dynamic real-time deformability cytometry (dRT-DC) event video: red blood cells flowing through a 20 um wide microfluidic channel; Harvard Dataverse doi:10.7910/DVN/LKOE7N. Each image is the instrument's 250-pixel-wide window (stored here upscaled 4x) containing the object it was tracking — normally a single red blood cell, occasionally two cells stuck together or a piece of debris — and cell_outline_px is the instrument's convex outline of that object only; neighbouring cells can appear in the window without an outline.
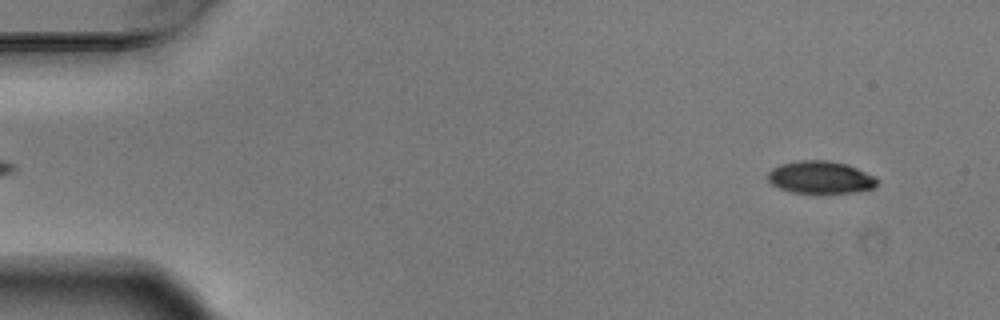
{"species": "Egyptian fruit bat (a non-hibernating species)", "species_latin": "Rousettus aegyptiacus", "temperature_condition": "warm", "stored_images_in_passage": 3, "segment_of_instrument_passage": [2, 2], "camera_frame_rate_fps": 3000, "um_per_image_px": 0.085, "animal": {"sex": "male"}, "frame": {"image": 1, "passage_image": 3, "time_ms": 0.667, "image_size_px": [1000, 320], "cell_outline_px": [[880, 180], [872, 188], [856, 192], [792, 192], [780, 188], [772, 184], [768, 180], [768, 172], [772, 168], [780, 164], [796, 160], [828, 160], [848, 164], [876, 176]], "centroid_in_image_um": [69.76, 15.05], "position_along_channel_um": 15.2, "area_um2": 20.69}}